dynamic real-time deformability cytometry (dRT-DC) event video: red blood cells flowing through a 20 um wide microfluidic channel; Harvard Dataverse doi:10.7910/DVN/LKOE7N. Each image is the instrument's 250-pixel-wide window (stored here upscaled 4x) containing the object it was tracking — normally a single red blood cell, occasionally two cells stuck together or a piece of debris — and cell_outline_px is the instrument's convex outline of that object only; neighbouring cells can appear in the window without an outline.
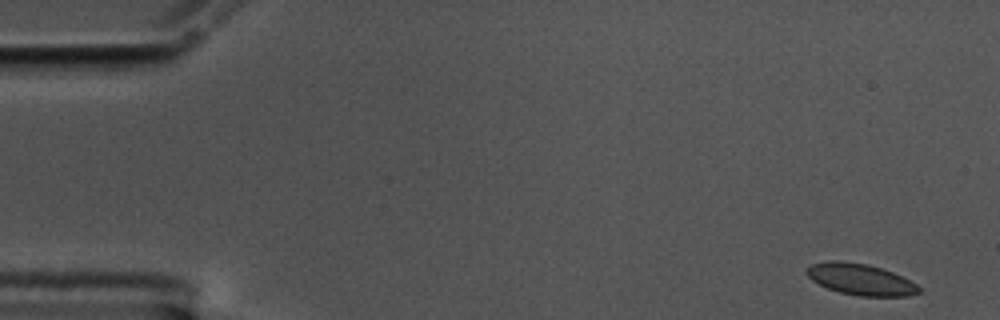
{"species": "common noctule bat (a hibernating species)", "species_latin": "Nyctalus noctula", "temperature_condition": "cold", "stored_images_in_passage": 55, "camera_frame_rate_fps": 3000, "um_per_image_px": 0.085, "animal": {"sex": "male", "body_mass_g": 17.5, "forearm_length_mm": 52.3}, "frame": {"image": 1, "passage_image": 1, "time_ms": 0.0, "image_size_px": [1000, 320], "cell_outline_px": [[920, 292], [908, 296], [860, 296], [840, 292], [828, 288], [812, 280], [804, 272], [812, 264], [828, 260], [836, 260], [868, 264], [892, 272], [916, 284], [920, 288]], "centroid_in_image_um": [73.12, 23.74], "position_along_channel_um": 11.9, "area_um2": 20.23}}
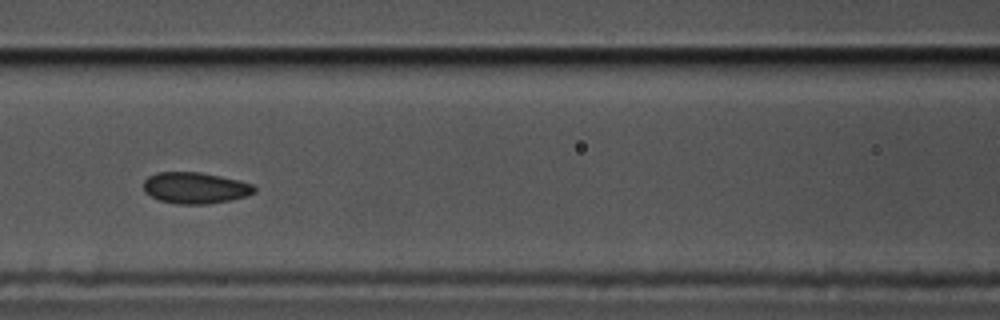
{"frame": {"image": 2, "passage_image": 23, "time_ms": 7.333, "image_size_px": [1000, 320], "cell_outline_px": [[256, 192], [232, 200], [208, 204], [176, 204], [160, 200], [144, 192], [144, 180], [148, 176], [156, 172], [200, 172], [240, 180], [252, 184], [256, 188]], "centroid_in_image_um": [16.6, 15.97], "position_along_channel_um": 150.0, "area_um2": 20.29}}
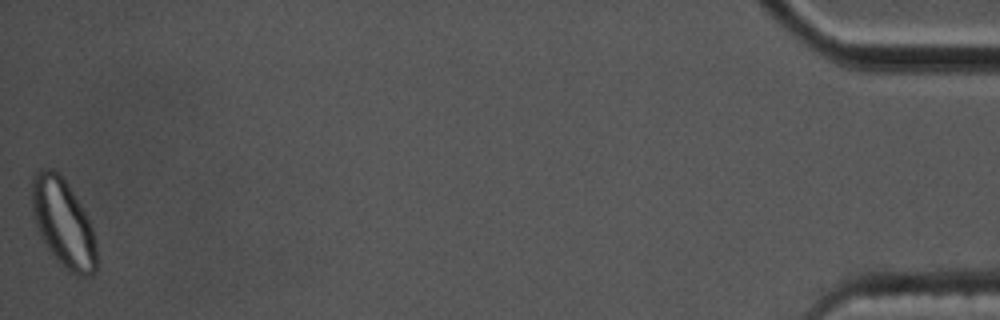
{"frame": {"image": 3, "passage_image": 55, "time_ms": 18.0, "image_size_px": [1000, 320], "cell_outline_px": [[96, 272], [92, 276], [80, 276], [64, 268], [48, 248], [40, 236], [32, 212], [32, 176], [40, 168], [52, 168], [68, 184], [80, 204], [92, 228], [96, 244]], "centroid_in_image_um": [5.37, 18.96], "position_along_channel_um": 429.8, "area_um2": 32.83}, "authors_computed_cell_mechanics": {"area_um2": 20.5768, "velocity_mm_per_s": 3.5285, "shape_relaxation_time_tau1_ms": 7.0567, "shape_relaxation_time_tau2_ms": 2.0341, "deformation_change_tau1": 0.0765, "deformation_change_tau2": 0.0668}}